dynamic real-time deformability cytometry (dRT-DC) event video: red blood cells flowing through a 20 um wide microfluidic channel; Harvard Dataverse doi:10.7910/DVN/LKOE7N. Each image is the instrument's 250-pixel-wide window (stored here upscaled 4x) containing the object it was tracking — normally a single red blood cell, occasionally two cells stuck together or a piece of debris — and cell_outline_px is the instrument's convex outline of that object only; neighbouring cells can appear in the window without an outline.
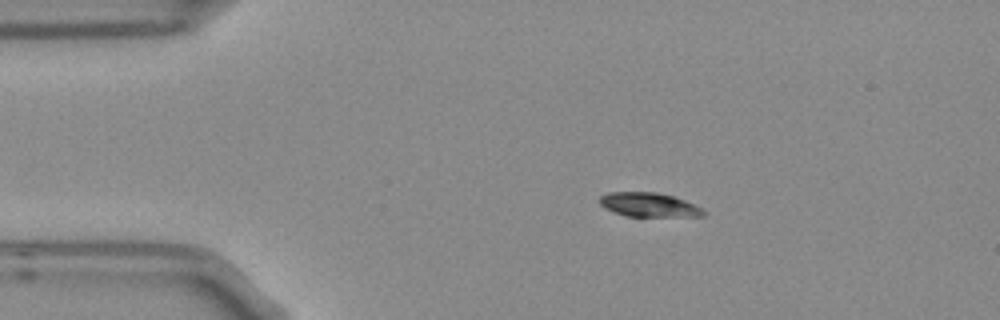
{"species": "Egyptian fruit bat (a non-hibernating species)", "species_latin": "Rousettus aegyptiacus", "temperature_condition": "room temperature", "stored_images_in_passage": 4, "camera_frame_rate_fps": 3000, "um_per_image_px": 0.085, "frame": {"image": 1, "passage_image": 2, "time_ms": 0.333, "image_size_px": [1000, 320], "cell_outline_px": [[708, 212], [704, 216], [624, 216], [604, 208], [600, 204], [600, 196], [608, 192], [656, 192], [672, 196], [684, 200]], "centroid_in_image_um": [55.13, 17.41], "position_along_channel_um": 29.9, "area_um2": 14.51}}
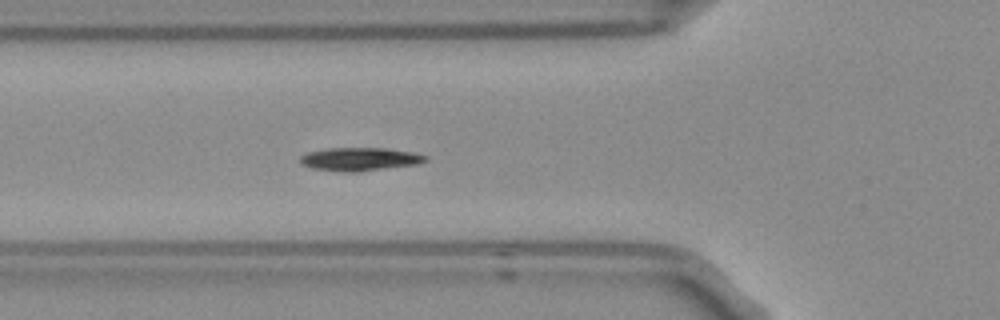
{"frame": {"image": 2, "passage_image": 4, "time_ms": 1.0, "image_size_px": [1000, 320], "cell_outline_px": [[428, 160], [416, 164], [360, 172], [344, 172], [312, 168], [300, 164], [300, 156], [308, 152], [328, 148], [388, 148], [416, 152], [428, 156]], "centroid_in_image_um": [30.61, 13.52], "position_along_channel_um": 95.2, "area_um2": 17.17}}